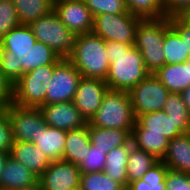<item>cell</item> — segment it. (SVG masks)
<instances>
[{"mask_svg": "<svg viewBox=\"0 0 190 190\" xmlns=\"http://www.w3.org/2000/svg\"><path fill=\"white\" fill-rule=\"evenodd\" d=\"M105 48L110 62L105 79L109 89L129 92L150 74L141 52L134 45L105 41Z\"/></svg>", "mask_w": 190, "mask_h": 190, "instance_id": "cell-1", "label": "cell"}, {"mask_svg": "<svg viewBox=\"0 0 190 190\" xmlns=\"http://www.w3.org/2000/svg\"><path fill=\"white\" fill-rule=\"evenodd\" d=\"M82 77L105 80L110 62L105 41L93 32L77 35L74 52L68 58Z\"/></svg>", "mask_w": 190, "mask_h": 190, "instance_id": "cell-2", "label": "cell"}, {"mask_svg": "<svg viewBox=\"0 0 190 190\" xmlns=\"http://www.w3.org/2000/svg\"><path fill=\"white\" fill-rule=\"evenodd\" d=\"M170 27V17L141 19L136 29L134 46L141 52L146 69L155 73L165 65L163 52L165 31Z\"/></svg>", "mask_w": 190, "mask_h": 190, "instance_id": "cell-3", "label": "cell"}, {"mask_svg": "<svg viewBox=\"0 0 190 190\" xmlns=\"http://www.w3.org/2000/svg\"><path fill=\"white\" fill-rule=\"evenodd\" d=\"M135 122L129 92L108 89L88 123L96 128L132 130Z\"/></svg>", "mask_w": 190, "mask_h": 190, "instance_id": "cell-4", "label": "cell"}, {"mask_svg": "<svg viewBox=\"0 0 190 190\" xmlns=\"http://www.w3.org/2000/svg\"><path fill=\"white\" fill-rule=\"evenodd\" d=\"M29 26L36 40L48 45L61 58H69L74 52L77 35L60 21L54 10L32 21Z\"/></svg>", "mask_w": 190, "mask_h": 190, "instance_id": "cell-5", "label": "cell"}, {"mask_svg": "<svg viewBox=\"0 0 190 190\" xmlns=\"http://www.w3.org/2000/svg\"><path fill=\"white\" fill-rule=\"evenodd\" d=\"M55 65L41 66L24 73L12 86V103L22 107L45 105L46 91Z\"/></svg>", "mask_w": 190, "mask_h": 190, "instance_id": "cell-6", "label": "cell"}, {"mask_svg": "<svg viewBox=\"0 0 190 190\" xmlns=\"http://www.w3.org/2000/svg\"><path fill=\"white\" fill-rule=\"evenodd\" d=\"M141 19L129 11L120 14H99L94 17L92 32L104 41L134 45L136 29Z\"/></svg>", "mask_w": 190, "mask_h": 190, "instance_id": "cell-7", "label": "cell"}, {"mask_svg": "<svg viewBox=\"0 0 190 190\" xmlns=\"http://www.w3.org/2000/svg\"><path fill=\"white\" fill-rule=\"evenodd\" d=\"M170 93L155 74L150 73L129 91L136 119L142 114L163 110Z\"/></svg>", "mask_w": 190, "mask_h": 190, "instance_id": "cell-8", "label": "cell"}, {"mask_svg": "<svg viewBox=\"0 0 190 190\" xmlns=\"http://www.w3.org/2000/svg\"><path fill=\"white\" fill-rule=\"evenodd\" d=\"M80 72L68 58H62L54 67V71L47 87L45 105L73 101Z\"/></svg>", "mask_w": 190, "mask_h": 190, "instance_id": "cell-9", "label": "cell"}, {"mask_svg": "<svg viewBox=\"0 0 190 190\" xmlns=\"http://www.w3.org/2000/svg\"><path fill=\"white\" fill-rule=\"evenodd\" d=\"M6 111L14 141L31 142L47 126L39 107H22L11 103Z\"/></svg>", "mask_w": 190, "mask_h": 190, "instance_id": "cell-10", "label": "cell"}, {"mask_svg": "<svg viewBox=\"0 0 190 190\" xmlns=\"http://www.w3.org/2000/svg\"><path fill=\"white\" fill-rule=\"evenodd\" d=\"M54 11L72 33L81 35L92 32L94 16L85 0H54Z\"/></svg>", "mask_w": 190, "mask_h": 190, "instance_id": "cell-11", "label": "cell"}, {"mask_svg": "<svg viewBox=\"0 0 190 190\" xmlns=\"http://www.w3.org/2000/svg\"><path fill=\"white\" fill-rule=\"evenodd\" d=\"M108 89V85L102 79L81 77L79 80L73 104L87 122L98 111Z\"/></svg>", "mask_w": 190, "mask_h": 190, "instance_id": "cell-12", "label": "cell"}, {"mask_svg": "<svg viewBox=\"0 0 190 190\" xmlns=\"http://www.w3.org/2000/svg\"><path fill=\"white\" fill-rule=\"evenodd\" d=\"M81 172L77 165L64 160L51 162L39 177L43 190H66L80 185Z\"/></svg>", "mask_w": 190, "mask_h": 190, "instance_id": "cell-13", "label": "cell"}, {"mask_svg": "<svg viewBox=\"0 0 190 190\" xmlns=\"http://www.w3.org/2000/svg\"><path fill=\"white\" fill-rule=\"evenodd\" d=\"M39 108L42 112L44 121L50 127L68 132L88 124L86 119L73 104V101L41 105Z\"/></svg>", "mask_w": 190, "mask_h": 190, "instance_id": "cell-14", "label": "cell"}, {"mask_svg": "<svg viewBox=\"0 0 190 190\" xmlns=\"http://www.w3.org/2000/svg\"><path fill=\"white\" fill-rule=\"evenodd\" d=\"M10 156L40 177L51 161L31 142L14 141Z\"/></svg>", "mask_w": 190, "mask_h": 190, "instance_id": "cell-15", "label": "cell"}, {"mask_svg": "<svg viewBox=\"0 0 190 190\" xmlns=\"http://www.w3.org/2000/svg\"><path fill=\"white\" fill-rule=\"evenodd\" d=\"M39 177L10 155L2 170L0 188L19 190L38 183Z\"/></svg>", "mask_w": 190, "mask_h": 190, "instance_id": "cell-16", "label": "cell"}, {"mask_svg": "<svg viewBox=\"0 0 190 190\" xmlns=\"http://www.w3.org/2000/svg\"><path fill=\"white\" fill-rule=\"evenodd\" d=\"M162 162L169 170L190 175V132L169 140Z\"/></svg>", "mask_w": 190, "mask_h": 190, "instance_id": "cell-17", "label": "cell"}, {"mask_svg": "<svg viewBox=\"0 0 190 190\" xmlns=\"http://www.w3.org/2000/svg\"><path fill=\"white\" fill-rule=\"evenodd\" d=\"M16 68H22L23 74L38 67L57 64L62 58L48 45L36 41L34 46L25 53H15Z\"/></svg>", "mask_w": 190, "mask_h": 190, "instance_id": "cell-18", "label": "cell"}, {"mask_svg": "<svg viewBox=\"0 0 190 190\" xmlns=\"http://www.w3.org/2000/svg\"><path fill=\"white\" fill-rule=\"evenodd\" d=\"M131 141L134 146L153 155L162 161L166 155L169 139L162 133H147L137 121L131 132Z\"/></svg>", "mask_w": 190, "mask_h": 190, "instance_id": "cell-19", "label": "cell"}, {"mask_svg": "<svg viewBox=\"0 0 190 190\" xmlns=\"http://www.w3.org/2000/svg\"><path fill=\"white\" fill-rule=\"evenodd\" d=\"M67 131L46 126L40 130L37 137H34L31 143L38 146L45 156L51 161L62 160L63 150L65 147V139Z\"/></svg>", "mask_w": 190, "mask_h": 190, "instance_id": "cell-20", "label": "cell"}, {"mask_svg": "<svg viewBox=\"0 0 190 190\" xmlns=\"http://www.w3.org/2000/svg\"><path fill=\"white\" fill-rule=\"evenodd\" d=\"M90 144L91 140L88 131V124L79 129L68 131L65 139L62 160L79 166L83 159H85V156L89 151Z\"/></svg>", "mask_w": 190, "mask_h": 190, "instance_id": "cell-21", "label": "cell"}, {"mask_svg": "<svg viewBox=\"0 0 190 190\" xmlns=\"http://www.w3.org/2000/svg\"><path fill=\"white\" fill-rule=\"evenodd\" d=\"M154 74L171 93H181L190 85V66L186 62L165 64Z\"/></svg>", "mask_w": 190, "mask_h": 190, "instance_id": "cell-22", "label": "cell"}, {"mask_svg": "<svg viewBox=\"0 0 190 190\" xmlns=\"http://www.w3.org/2000/svg\"><path fill=\"white\" fill-rule=\"evenodd\" d=\"M91 144L108 154L113 148L128 144L132 130L96 128L88 123Z\"/></svg>", "mask_w": 190, "mask_h": 190, "instance_id": "cell-23", "label": "cell"}, {"mask_svg": "<svg viewBox=\"0 0 190 190\" xmlns=\"http://www.w3.org/2000/svg\"><path fill=\"white\" fill-rule=\"evenodd\" d=\"M136 121L147 129V133H162L169 140L183 134L163 110L142 114Z\"/></svg>", "mask_w": 190, "mask_h": 190, "instance_id": "cell-24", "label": "cell"}, {"mask_svg": "<svg viewBox=\"0 0 190 190\" xmlns=\"http://www.w3.org/2000/svg\"><path fill=\"white\" fill-rule=\"evenodd\" d=\"M133 143L130 141L128 144L113 148L106 154V162L104 166V172L107 176L113 180L121 183L125 188L128 187L127 179V157L130 148Z\"/></svg>", "mask_w": 190, "mask_h": 190, "instance_id": "cell-25", "label": "cell"}, {"mask_svg": "<svg viewBox=\"0 0 190 190\" xmlns=\"http://www.w3.org/2000/svg\"><path fill=\"white\" fill-rule=\"evenodd\" d=\"M32 29L27 24L12 28L0 39V47L15 53L28 52L36 42Z\"/></svg>", "mask_w": 190, "mask_h": 190, "instance_id": "cell-26", "label": "cell"}, {"mask_svg": "<svg viewBox=\"0 0 190 190\" xmlns=\"http://www.w3.org/2000/svg\"><path fill=\"white\" fill-rule=\"evenodd\" d=\"M20 24L29 25L54 10V0H12Z\"/></svg>", "mask_w": 190, "mask_h": 190, "instance_id": "cell-27", "label": "cell"}, {"mask_svg": "<svg viewBox=\"0 0 190 190\" xmlns=\"http://www.w3.org/2000/svg\"><path fill=\"white\" fill-rule=\"evenodd\" d=\"M158 161L159 160L150 153L132 145L127 157L126 171L128 184L132 181L141 179V177Z\"/></svg>", "mask_w": 190, "mask_h": 190, "instance_id": "cell-28", "label": "cell"}, {"mask_svg": "<svg viewBox=\"0 0 190 190\" xmlns=\"http://www.w3.org/2000/svg\"><path fill=\"white\" fill-rule=\"evenodd\" d=\"M188 47L183 42L180 35L170 26L165 31L163 52L165 55V64L184 63L190 57Z\"/></svg>", "mask_w": 190, "mask_h": 190, "instance_id": "cell-29", "label": "cell"}, {"mask_svg": "<svg viewBox=\"0 0 190 190\" xmlns=\"http://www.w3.org/2000/svg\"><path fill=\"white\" fill-rule=\"evenodd\" d=\"M163 111L171 117L182 133L190 132V111L186 108L180 93H170Z\"/></svg>", "mask_w": 190, "mask_h": 190, "instance_id": "cell-30", "label": "cell"}, {"mask_svg": "<svg viewBox=\"0 0 190 190\" xmlns=\"http://www.w3.org/2000/svg\"><path fill=\"white\" fill-rule=\"evenodd\" d=\"M81 190H126L118 181L107 176L104 171L81 173Z\"/></svg>", "mask_w": 190, "mask_h": 190, "instance_id": "cell-31", "label": "cell"}, {"mask_svg": "<svg viewBox=\"0 0 190 190\" xmlns=\"http://www.w3.org/2000/svg\"><path fill=\"white\" fill-rule=\"evenodd\" d=\"M128 11L142 19L165 16L163 0H125Z\"/></svg>", "mask_w": 190, "mask_h": 190, "instance_id": "cell-32", "label": "cell"}, {"mask_svg": "<svg viewBox=\"0 0 190 190\" xmlns=\"http://www.w3.org/2000/svg\"><path fill=\"white\" fill-rule=\"evenodd\" d=\"M86 6L95 17L99 14L128 12L125 0H85Z\"/></svg>", "mask_w": 190, "mask_h": 190, "instance_id": "cell-33", "label": "cell"}, {"mask_svg": "<svg viewBox=\"0 0 190 190\" xmlns=\"http://www.w3.org/2000/svg\"><path fill=\"white\" fill-rule=\"evenodd\" d=\"M15 54L0 47V71L13 86L23 75L22 68H16Z\"/></svg>", "mask_w": 190, "mask_h": 190, "instance_id": "cell-34", "label": "cell"}, {"mask_svg": "<svg viewBox=\"0 0 190 190\" xmlns=\"http://www.w3.org/2000/svg\"><path fill=\"white\" fill-rule=\"evenodd\" d=\"M105 162L106 153L97 149V146L90 144L85 159L78 167L81 173L101 172L104 170Z\"/></svg>", "mask_w": 190, "mask_h": 190, "instance_id": "cell-35", "label": "cell"}, {"mask_svg": "<svg viewBox=\"0 0 190 190\" xmlns=\"http://www.w3.org/2000/svg\"><path fill=\"white\" fill-rule=\"evenodd\" d=\"M20 25L12 0H0V39L12 28Z\"/></svg>", "mask_w": 190, "mask_h": 190, "instance_id": "cell-36", "label": "cell"}, {"mask_svg": "<svg viewBox=\"0 0 190 190\" xmlns=\"http://www.w3.org/2000/svg\"><path fill=\"white\" fill-rule=\"evenodd\" d=\"M14 143L13 132L6 108L0 109V151L10 153Z\"/></svg>", "mask_w": 190, "mask_h": 190, "instance_id": "cell-37", "label": "cell"}, {"mask_svg": "<svg viewBox=\"0 0 190 190\" xmlns=\"http://www.w3.org/2000/svg\"><path fill=\"white\" fill-rule=\"evenodd\" d=\"M166 187L167 190H190V175L168 170Z\"/></svg>", "mask_w": 190, "mask_h": 190, "instance_id": "cell-38", "label": "cell"}, {"mask_svg": "<svg viewBox=\"0 0 190 190\" xmlns=\"http://www.w3.org/2000/svg\"><path fill=\"white\" fill-rule=\"evenodd\" d=\"M170 26L180 35L190 53V21L184 16H172L170 17Z\"/></svg>", "mask_w": 190, "mask_h": 190, "instance_id": "cell-39", "label": "cell"}, {"mask_svg": "<svg viewBox=\"0 0 190 190\" xmlns=\"http://www.w3.org/2000/svg\"><path fill=\"white\" fill-rule=\"evenodd\" d=\"M165 16H184L190 10V0H163Z\"/></svg>", "mask_w": 190, "mask_h": 190, "instance_id": "cell-40", "label": "cell"}, {"mask_svg": "<svg viewBox=\"0 0 190 190\" xmlns=\"http://www.w3.org/2000/svg\"><path fill=\"white\" fill-rule=\"evenodd\" d=\"M168 170L162 161H158L141 177V180L147 183H163L166 180Z\"/></svg>", "mask_w": 190, "mask_h": 190, "instance_id": "cell-41", "label": "cell"}, {"mask_svg": "<svg viewBox=\"0 0 190 190\" xmlns=\"http://www.w3.org/2000/svg\"><path fill=\"white\" fill-rule=\"evenodd\" d=\"M12 103V85L4 78L0 71V109Z\"/></svg>", "mask_w": 190, "mask_h": 190, "instance_id": "cell-42", "label": "cell"}, {"mask_svg": "<svg viewBox=\"0 0 190 190\" xmlns=\"http://www.w3.org/2000/svg\"><path fill=\"white\" fill-rule=\"evenodd\" d=\"M126 190H167L166 180L163 183H147L139 179L130 182Z\"/></svg>", "mask_w": 190, "mask_h": 190, "instance_id": "cell-43", "label": "cell"}, {"mask_svg": "<svg viewBox=\"0 0 190 190\" xmlns=\"http://www.w3.org/2000/svg\"><path fill=\"white\" fill-rule=\"evenodd\" d=\"M182 99L186 108L190 111V85L181 93Z\"/></svg>", "mask_w": 190, "mask_h": 190, "instance_id": "cell-44", "label": "cell"}, {"mask_svg": "<svg viewBox=\"0 0 190 190\" xmlns=\"http://www.w3.org/2000/svg\"><path fill=\"white\" fill-rule=\"evenodd\" d=\"M9 155L10 153L0 151V180H1L2 170Z\"/></svg>", "mask_w": 190, "mask_h": 190, "instance_id": "cell-45", "label": "cell"}, {"mask_svg": "<svg viewBox=\"0 0 190 190\" xmlns=\"http://www.w3.org/2000/svg\"><path fill=\"white\" fill-rule=\"evenodd\" d=\"M19 190H43V189L41 188V185L39 183H37L33 186H29V187L19 189Z\"/></svg>", "mask_w": 190, "mask_h": 190, "instance_id": "cell-46", "label": "cell"}, {"mask_svg": "<svg viewBox=\"0 0 190 190\" xmlns=\"http://www.w3.org/2000/svg\"><path fill=\"white\" fill-rule=\"evenodd\" d=\"M184 17L190 21V10L184 15Z\"/></svg>", "mask_w": 190, "mask_h": 190, "instance_id": "cell-47", "label": "cell"}, {"mask_svg": "<svg viewBox=\"0 0 190 190\" xmlns=\"http://www.w3.org/2000/svg\"><path fill=\"white\" fill-rule=\"evenodd\" d=\"M66 190H81V188H80V186H78V187H74V188L66 189Z\"/></svg>", "mask_w": 190, "mask_h": 190, "instance_id": "cell-48", "label": "cell"}, {"mask_svg": "<svg viewBox=\"0 0 190 190\" xmlns=\"http://www.w3.org/2000/svg\"><path fill=\"white\" fill-rule=\"evenodd\" d=\"M186 63L190 66V57L188 58V60L186 61Z\"/></svg>", "mask_w": 190, "mask_h": 190, "instance_id": "cell-49", "label": "cell"}]
</instances>
